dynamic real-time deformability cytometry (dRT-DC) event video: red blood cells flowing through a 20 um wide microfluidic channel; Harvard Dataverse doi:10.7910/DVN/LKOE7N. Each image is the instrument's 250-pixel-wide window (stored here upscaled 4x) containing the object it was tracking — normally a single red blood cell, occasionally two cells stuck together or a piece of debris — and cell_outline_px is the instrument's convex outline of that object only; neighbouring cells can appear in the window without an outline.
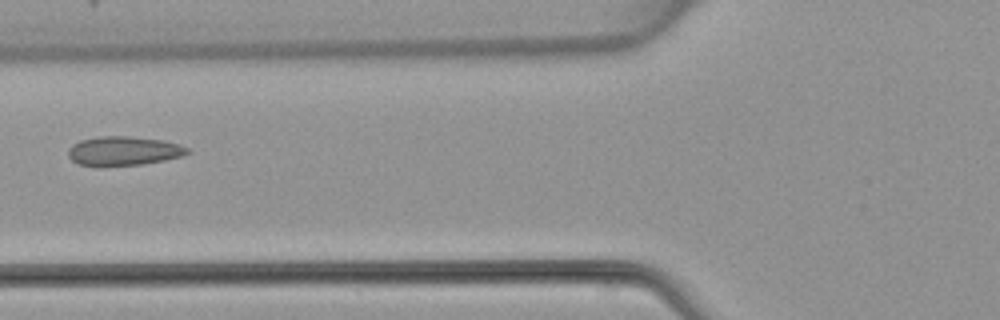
{"species": "common noctule bat (a hibernating species)", "species_latin": "Nyctalus noctula", "temperature_condition": "warm", "stored_images_in_passage": 6, "camera_frame_rate_fps": 3000, "um_per_image_px": 0.085, "animal": {"sex": "female", "body_mass_g": 22.7, "forearm_length_mm": 54.2}, "frame": {"image": 1, "passage_image": 5, "time_ms": 4.667, "image_size_px": [1000, 320], "cell_outline_px": [[192, 152], [184, 156], [164, 160], [140, 164], [100, 168], [96, 168], [76, 164], [68, 156], [68, 148], [72, 144], [80, 140], [100, 136], [128, 136], [164, 140], [180, 144], [188, 148]], "centroid_in_image_um": [10.48, 12.85], "position_along_channel_um": 115.3, "area_um2": 20.92}}
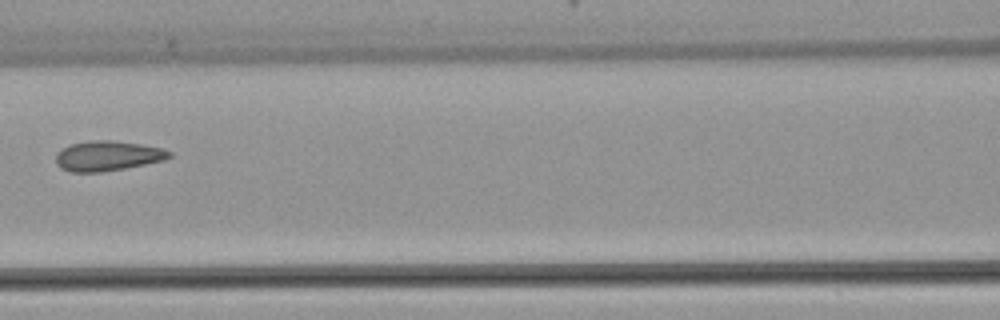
{"frame": {"image": 2, "passage_image": 6, "time_ms": 5.667, "image_size_px": [1000, 320], "cell_outline_px": [[172, 156], [164, 160], [124, 168], [100, 172], [72, 172], [60, 168], [56, 164], [56, 152], [72, 144], [92, 140], [112, 140], [140, 144], [164, 148], [172, 152]], "centroid_in_image_um": [9.15, 13.25], "position_along_channel_um": 157.4, "area_um2": 19.77}}